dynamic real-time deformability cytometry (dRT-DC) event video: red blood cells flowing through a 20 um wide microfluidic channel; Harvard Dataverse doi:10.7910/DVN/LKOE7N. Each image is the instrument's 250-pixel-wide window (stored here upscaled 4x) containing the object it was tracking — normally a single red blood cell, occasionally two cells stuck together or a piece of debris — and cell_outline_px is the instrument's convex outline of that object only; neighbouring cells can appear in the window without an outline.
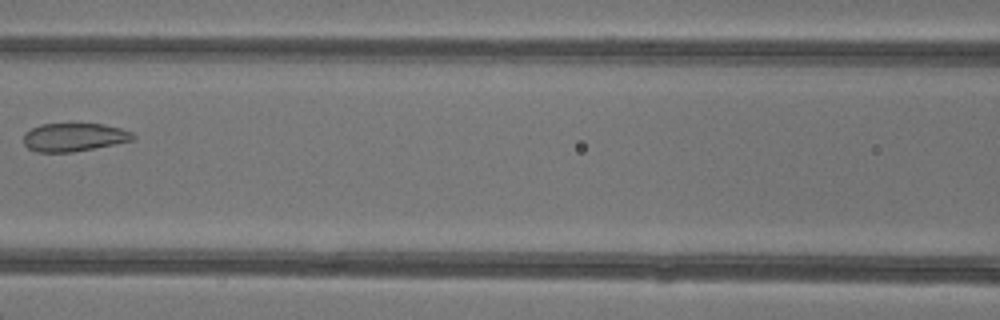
{"species": "common noctule bat (a hibernating species)", "species_latin": "Nyctalus noctula", "temperature_condition": "warm", "stored_images_in_passage": 6, "camera_frame_rate_fps": 3000, "um_per_image_px": 0.085, "animal": {"sex": "female"}, "frame": {"image": 1, "passage_image": 6, "time_ms": 6.0, "image_size_px": [1000, 320], "cell_outline_px": [[136, 136], [132, 140], [72, 152], [36, 152], [28, 148], [24, 144], [24, 132], [40, 124], [104, 124], [120, 128], [132, 132]], "centroid_in_image_um": [6.25, 11.65], "position_along_channel_um": 160.3, "area_um2": 17.86}}